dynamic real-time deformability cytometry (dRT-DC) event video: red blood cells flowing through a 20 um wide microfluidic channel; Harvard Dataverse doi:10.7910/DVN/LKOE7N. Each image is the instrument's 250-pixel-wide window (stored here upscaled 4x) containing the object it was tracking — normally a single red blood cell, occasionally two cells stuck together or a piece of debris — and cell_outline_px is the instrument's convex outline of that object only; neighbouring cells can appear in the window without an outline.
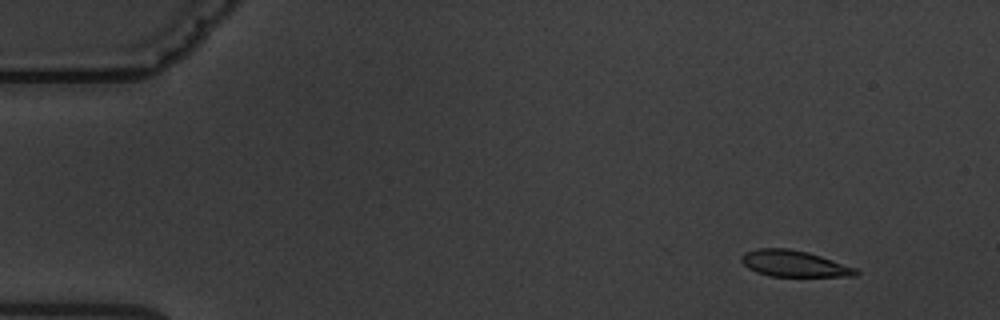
{"species": "common noctule bat (a hibernating species)", "species_latin": "Nyctalus noctula", "temperature_condition": "warm", "stored_images_in_passage": 6, "camera_frame_rate_fps": 3000, "um_per_image_px": 0.085, "animal": {"sex": "male", "body_mass_g": 19.5, "forearm_length_mm": 54.6}, "frame": {"image": 1, "passage_image": 2, "time_ms": 1.0, "image_size_px": [1000, 320], "cell_outline_px": [[860, 272], [856, 276], [768, 276], [756, 272], [748, 268], [740, 260], [740, 256], [744, 252], [760, 248], [788, 248], [808, 252], [856, 268]], "centroid_in_image_um": [67.46, 22.41], "position_along_channel_um": 17.5, "area_um2": 17.51}}
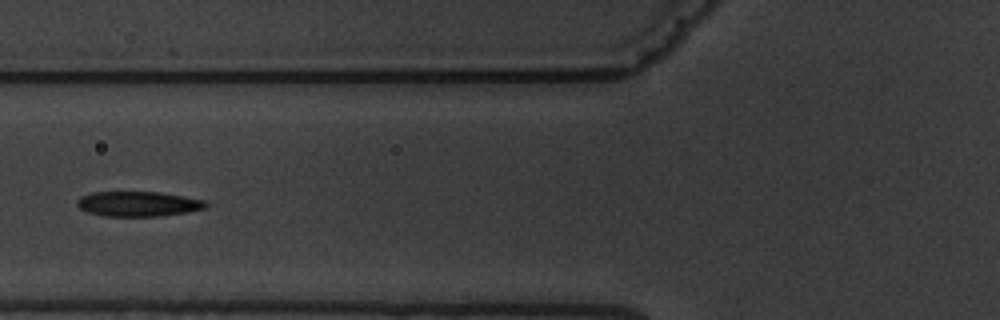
{"frame": {"image": 2, "passage_image": 6, "time_ms": 6.667, "image_size_px": [1000, 320], "cell_outline_px": [[208, 208], [188, 212], [156, 216], [104, 216], [88, 212], [80, 208], [76, 204], [76, 200], [80, 196], [92, 192], [160, 192], [184, 196], [204, 200], [208, 204]], "centroid_in_image_um": [11.75, 17.32], "position_along_channel_um": 114.1, "area_um2": 18.84}}